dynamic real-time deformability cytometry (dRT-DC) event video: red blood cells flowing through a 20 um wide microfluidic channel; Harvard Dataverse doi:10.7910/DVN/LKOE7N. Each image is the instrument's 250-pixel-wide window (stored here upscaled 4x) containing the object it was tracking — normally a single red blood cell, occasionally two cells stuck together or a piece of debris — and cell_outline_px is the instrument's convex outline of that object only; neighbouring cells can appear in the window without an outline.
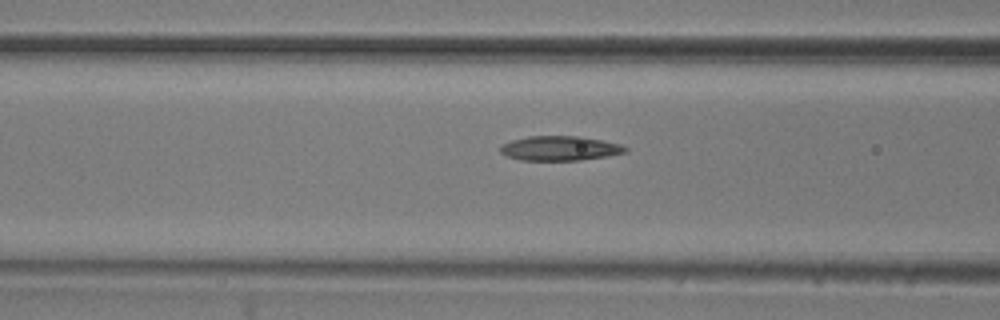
{"species": "common noctule bat (a hibernating species)", "species_latin": "Nyctalus noctula", "temperature_condition": "room temperature", "stored_images_in_passage": 17, "camera_frame_rate_fps": 3000, "um_per_image_px": 0.085, "animal": {"sex": "male", "body_mass_g": 20.5, "forearm_length_mm": 52.5}, "frame": {"image": 1, "passage_image": 15, "time_ms": 4.667, "image_size_px": [1000, 320], "cell_outline_px": [[628, 152], [608, 156], [580, 160], [520, 160], [504, 156], [500, 152], [500, 148], [504, 144], [512, 140], [528, 136], [580, 136], [604, 140], [620, 144], [628, 148]], "centroid_in_image_um": [47.61, 12.61], "position_along_channel_um": 119.0, "area_um2": 18.03}}